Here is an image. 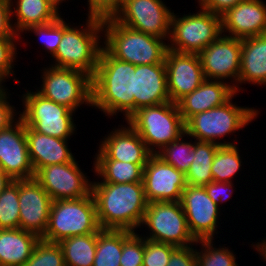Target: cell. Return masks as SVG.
I'll list each match as a JSON object with an SVG mask.
<instances>
[{
    "instance_id": "cell-1",
    "label": "cell",
    "mask_w": 266,
    "mask_h": 266,
    "mask_svg": "<svg viewBox=\"0 0 266 266\" xmlns=\"http://www.w3.org/2000/svg\"><path fill=\"white\" fill-rule=\"evenodd\" d=\"M134 75L135 65L116 59L102 47L92 77V109L113 119L121 113L126 121L135 112Z\"/></svg>"
},
{
    "instance_id": "cell-2",
    "label": "cell",
    "mask_w": 266,
    "mask_h": 266,
    "mask_svg": "<svg viewBox=\"0 0 266 266\" xmlns=\"http://www.w3.org/2000/svg\"><path fill=\"white\" fill-rule=\"evenodd\" d=\"M95 180H92L91 193L100 228L139 231L137 229L148 205L143 182L105 183L98 178Z\"/></svg>"
},
{
    "instance_id": "cell-3",
    "label": "cell",
    "mask_w": 266,
    "mask_h": 266,
    "mask_svg": "<svg viewBox=\"0 0 266 266\" xmlns=\"http://www.w3.org/2000/svg\"><path fill=\"white\" fill-rule=\"evenodd\" d=\"M86 18L84 25L67 23L63 18V37L50 65L76 69L93 77L103 47V21Z\"/></svg>"
},
{
    "instance_id": "cell-4",
    "label": "cell",
    "mask_w": 266,
    "mask_h": 266,
    "mask_svg": "<svg viewBox=\"0 0 266 266\" xmlns=\"http://www.w3.org/2000/svg\"><path fill=\"white\" fill-rule=\"evenodd\" d=\"M237 95L239 94H235L222 106L190 117L185 122L186 134L197 141L214 142L220 146L236 145L238 140H236L235 133L237 131V133H240L239 131L243 128L245 129L252 121H255L260 113L254 107L238 106L236 102L234 103V97ZM229 135H234L235 139L229 141L228 138V141H225L223 138Z\"/></svg>"
},
{
    "instance_id": "cell-5",
    "label": "cell",
    "mask_w": 266,
    "mask_h": 266,
    "mask_svg": "<svg viewBox=\"0 0 266 266\" xmlns=\"http://www.w3.org/2000/svg\"><path fill=\"white\" fill-rule=\"evenodd\" d=\"M118 23L103 20V47L116 59L133 65L165 64L168 43Z\"/></svg>"
},
{
    "instance_id": "cell-6",
    "label": "cell",
    "mask_w": 266,
    "mask_h": 266,
    "mask_svg": "<svg viewBox=\"0 0 266 266\" xmlns=\"http://www.w3.org/2000/svg\"><path fill=\"white\" fill-rule=\"evenodd\" d=\"M140 135L147 149L156 154L165 145L185 133V122L177 103L171 101L154 106L141 107L126 121Z\"/></svg>"
},
{
    "instance_id": "cell-7",
    "label": "cell",
    "mask_w": 266,
    "mask_h": 266,
    "mask_svg": "<svg viewBox=\"0 0 266 266\" xmlns=\"http://www.w3.org/2000/svg\"><path fill=\"white\" fill-rule=\"evenodd\" d=\"M101 230L92 193L79 199L54 200L49 223L42 240L59 243L78 235L98 233Z\"/></svg>"
},
{
    "instance_id": "cell-8",
    "label": "cell",
    "mask_w": 266,
    "mask_h": 266,
    "mask_svg": "<svg viewBox=\"0 0 266 266\" xmlns=\"http://www.w3.org/2000/svg\"><path fill=\"white\" fill-rule=\"evenodd\" d=\"M25 93L19 98L22 102V112L19 116L24 125L41 134L60 139H71L77 127L74 121L75 114L67 106L46 99L33 89H24ZM24 108V109H23Z\"/></svg>"
},
{
    "instance_id": "cell-9",
    "label": "cell",
    "mask_w": 266,
    "mask_h": 266,
    "mask_svg": "<svg viewBox=\"0 0 266 266\" xmlns=\"http://www.w3.org/2000/svg\"><path fill=\"white\" fill-rule=\"evenodd\" d=\"M197 6V12L184 15H177L173 10L169 50L199 54L222 34L221 17Z\"/></svg>"
},
{
    "instance_id": "cell-10",
    "label": "cell",
    "mask_w": 266,
    "mask_h": 266,
    "mask_svg": "<svg viewBox=\"0 0 266 266\" xmlns=\"http://www.w3.org/2000/svg\"><path fill=\"white\" fill-rule=\"evenodd\" d=\"M41 81L36 91L46 99L76 112L83 105L92 108V77L76 69L54 66L40 69ZM82 105V106H81Z\"/></svg>"
},
{
    "instance_id": "cell-11",
    "label": "cell",
    "mask_w": 266,
    "mask_h": 266,
    "mask_svg": "<svg viewBox=\"0 0 266 266\" xmlns=\"http://www.w3.org/2000/svg\"><path fill=\"white\" fill-rule=\"evenodd\" d=\"M144 227L148 232L146 235L144 232L140 235L151 241L172 244L176 247H186L197 243L189 230L180 201L149 202L139 230Z\"/></svg>"
},
{
    "instance_id": "cell-12",
    "label": "cell",
    "mask_w": 266,
    "mask_h": 266,
    "mask_svg": "<svg viewBox=\"0 0 266 266\" xmlns=\"http://www.w3.org/2000/svg\"><path fill=\"white\" fill-rule=\"evenodd\" d=\"M164 0H124L114 19L147 35L169 40L173 11Z\"/></svg>"
},
{
    "instance_id": "cell-13",
    "label": "cell",
    "mask_w": 266,
    "mask_h": 266,
    "mask_svg": "<svg viewBox=\"0 0 266 266\" xmlns=\"http://www.w3.org/2000/svg\"><path fill=\"white\" fill-rule=\"evenodd\" d=\"M76 161L53 164L35 172L34 178L52 200L79 199L92 192V181Z\"/></svg>"
},
{
    "instance_id": "cell-14",
    "label": "cell",
    "mask_w": 266,
    "mask_h": 266,
    "mask_svg": "<svg viewBox=\"0 0 266 266\" xmlns=\"http://www.w3.org/2000/svg\"><path fill=\"white\" fill-rule=\"evenodd\" d=\"M241 50L242 39L221 34L198 54L205 79L225 81L236 91L240 73Z\"/></svg>"
},
{
    "instance_id": "cell-15",
    "label": "cell",
    "mask_w": 266,
    "mask_h": 266,
    "mask_svg": "<svg viewBox=\"0 0 266 266\" xmlns=\"http://www.w3.org/2000/svg\"><path fill=\"white\" fill-rule=\"evenodd\" d=\"M189 230L198 240L216 239L221 208L208 196L204 186L187 185L180 200Z\"/></svg>"
},
{
    "instance_id": "cell-16",
    "label": "cell",
    "mask_w": 266,
    "mask_h": 266,
    "mask_svg": "<svg viewBox=\"0 0 266 266\" xmlns=\"http://www.w3.org/2000/svg\"><path fill=\"white\" fill-rule=\"evenodd\" d=\"M143 187L147 202H178L186 188V176L174 166L152 154L143 169Z\"/></svg>"
},
{
    "instance_id": "cell-17",
    "label": "cell",
    "mask_w": 266,
    "mask_h": 266,
    "mask_svg": "<svg viewBox=\"0 0 266 266\" xmlns=\"http://www.w3.org/2000/svg\"><path fill=\"white\" fill-rule=\"evenodd\" d=\"M0 168L12 180L34 178L25 125L20 117L7 128L0 130Z\"/></svg>"
},
{
    "instance_id": "cell-18",
    "label": "cell",
    "mask_w": 266,
    "mask_h": 266,
    "mask_svg": "<svg viewBox=\"0 0 266 266\" xmlns=\"http://www.w3.org/2000/svg\"><path fill=\"white\" fill-rule=\"evenodd\" d=\"M107 132L100 139L93 160H116L134 164H146L152 153L147 149L140 135L128 124Z\"/></svg>"
},
{
    "instance_id": "cell-19",
    "label": "cell",
    "mask_w": 266,
    "mask_h": 266,
    "mask_svg": "<svg viewBox=\"0 0 266 266\" xmlns=\"http://www.w3.org/2000/svg\"><path fill=\"white\" fill-rule=\"evenodd\" d=\"M170 101L177 103L205 80L198 54L167 50L164 60Z\"/></svg>"
},
{
    "instance_id": "cell-20",
    "label": "cell",
    "mask_w": 266,
    "mask_h": 266,
    "mask_svg": "<svg viewBox=\"0 0 266 266\" xmlns=\"http://www.w3.org/2000/svg\"><path fill=\"white\" fill-rule=\"evenodd\" d=\"M52 202L35 178L19 180V228L42 238L48 227Z\"/></svg>"
},
{
    "instance_id": "cell-21",
    "label": "cell",
    "mask_w": 266,
    "mask_h": 266,
    "mask_svg": "<svg viewBox=\"0 0 266 266\" xmlns=\"http://www.w3.org/2000/svg\"><path fill=\"white\" fill-rule=\"evenodd\" d=\"M221 24L222 34L238 39L266 34V3L241 1L221 16Z\"/></svg>"
},
{
    "instance_id": "cell-22",
    "label": "cell",
    "mask_w": 266,
    "mask_h": 266,
    "mask_svg": "<svg viewBox=\"0 0 266 266\" xmlns=\"http://www.w3.org/2000/svg\"><path fill=\"white\" fill-rule=\"evenodd\" d=\"M135 111L170 101L165 64L135 65Z\"/></svg>"
},
{
    "instance_id": "cell-23",
    "label": "cell",
    "mask_w": 266,
    "mask_h": 266,
    "mask_svg": "<svg viewBox=\"0 0 266 266\" xmlns=\"http://www.w3.org/2000/svg\"><path fill=\"white\" fill-rule=\"evenodd\" d=\"M236 94L229 83L221 80H207L177 102L184 122L193 115L224 105Z\"/></svg>"
},
{
    "instance_id": "cell-24",
    "label": "cell",
    "mask_w": 266,
    "mask_h": 266,
    "mask_svg": "<svg viewBox=\"0 0 266 266\" xmlns=\"http://www.w3.org/2000/svg\"><path fill=\"white\" fill-rule=\"evenodd\" d=\"M25 136L34 172L48 165L69 163L75 159V154L68 146L70 139L41 134L27 126Z\"/></svg>"
},
{
    "instance_id": "cell-25",
    "label": "cell",
    "mask_w": 266,
    "mask_h": 266,
    "mask_svg": "<svg viewBox=\"0 0 266 266\" xmlns=\"http://www.w3.org/2000/svg\"><path fill=\"white\" fill-rule=\"evenodd\" d=\"M242 84L266 86V34L242 39L236 94L244 92Z\"/></svg>"
},
{
    "instance_id": "cell-26",
    "label": "cell",
    "mask_w": 266,
    "mask_h": 266,
    "mask_svg": "<svg viewBox=\"0 0 266 266\" xmlns=\"http://www.w3.org/2000/svg\"><path fill=\"white\" fill-rule=\"evenodd\" d=\"M10 7L12 26L19 36L27 28L51 23L62 15L46 0H10Z\"/></svg>"
},
{
    "instance_id": "cell-27",
    "label": "cell",
    "mask_w": 266,
    "mask_h": 266,
    "mask_svg": "<svg viewBox=\"0 0 266 266\" xmlns=\"http://www.w3.org/2000/svg\"><path fill=\"white\" fill-rule=\"evenodd\" d=\"M40 239L20 228L0 229V266H24Z\"/></svg>"
},
{
    "instance_id": "cell-28",
    "label": "cell",
    "mask_w": 266,
    "mask_h": 266,
    "mask_svg": "<svg viewBox=\"0 0 266 266\" xmlns=\"http://www.w3.org/2000/svg\"><path fill=\"white\" fill-rule=\"evenodd\" d=\"M146 164H134L116 160H93L90 170L105 183L142 182L143 169Z\"/></svg>"
},
{
    "instance_id": "cell-29",
    "label": "cell",
    "mask_w": 266,
    "mask_h": 266,
    "mask_svg": "<svg viewBox=\"0 0 266 266\" xmlns=\"http://www.w3.org/2000/svg\"><path fill=\"white\" fill-rule=\"evenodd\" d=\"M96 244L97 233L72 236L59 242L65 266H93Z\"/></svg>"
},
{
    "instance_id": "cell-30",
    "label": "cell",
    "mask_w": 266,
    "mask_h": 266,
    "mask_svg": "<svg viewBox=\"0 0 266 266\" xmlns=\"http://www.w3.org/2000/svg\"><path fill=\"white\" fill-rule=\"evenodd\" d=\"M219 146L214 142L195 140L194 158L185 174L187 185L204 186L213 181L211 166Z\"/></svg>"
},
{
    "instance_id": "cell-31",
    "label": "cell",
    "mask_w": 266,
    "mask_h": 266,
    "mask_svg": "<svg viewBox=\"0 0 266 266\" xmlns=\"http://www.w3.org/2000/svg\"><path fill=\"white\" fill-rule=\"evenodd\" d=\"M239 152V143L218 147L211 166L213 181L235 182L233 179L238 177L237 174L242 171L244 163L242 161L244 157Z\"/></svg>"
},
{
    "instance_id": "cell-32",
    "label": "cell",
    "mask_w": 266,
    "mask_h": 266,
    "mask_svg": "<svg viewBox=\"0 0 266 266\" xmlns=\"http://www.w3.org/2000/svg\"><path fill=\"white\" fill-rule=\"evenodd\" d=\"M123 249V230L101 229L97 233L93 266H120Z\"/></svg>"
},
{
    "instance_id": "cell-33",
    "label": "cell",
    "mask_w": 266,
    "mask_h": 266,
    "mask_svg": "<svg viewBox=\"0 0 266 266\" xmlns=\"http://www.w3.org/2000/svg\"><path fill=\"white\" fill-rule=\"evenodd\" d=\"M187 137L191 139L187 140ZM192 140L193 138L189 137L185 132L177 140L165 145L156 155L165 163L186 174L195 154V141Z\"/></svg>"
},
{
    "instance_id": "cell-34",
    "label": "cell",
    "mask_w": 266,
    "mask_h": 266,
    "mask_svg": "<svg viewBox=\"0 0 266 266\" xmlns=\"http://www.w3.org/2000/svg\"><path fill=\"white\" fill-rule=\"evenodd\" d=\"M215 239L198 240L196 245L197 266H239L236 253L229 247L215 246Z\"/></svg>"
},
{
    "instance_id": "cell-35",
    "label": "cell",
    "mask_w": 266,
    "mask_h": 266,
    "mask_svg": "<svg viewBox=\"0 0 266 266\" xmlns=\"http://www.w3.org/2000/svg\"><path fill=\"white\" fill-rule=\"evenodd\" d=\"M19 180H12L0 193V229L19 228Z\"/></svg>"
},
{
    "instance_id": "cell-36",
    "label": "cell",
    "mask_w": 266,
    "mask_h": 266,
    "mask_svg": "<svg viewBox=\"0 0 266 266\" xmlns=\"http://www.w3.org/2000/svg\"><path fill=\"white\" fill-rule=\"evenodd\" d=\"M33 33L37 37V39L40 41L42 48L50 54V57H52L58 48V45L63 37V16H60L55 21L45 24V25H38V26H32L30 28H27L21 35H20V44H22V38L24 39L25 36L24 33Z\"/></svg>"
},
{
    "instance_id": "cell-37",
    "label": "cell",
    "mask_w": 266,
    "mask_h": 266,
    "mask_svg": "<svg viewBox=\"0 0 266 266\" xmlns=\"http://www.w3.org/2000/svg\"><path fill=\"white\" fill-rule=\"evenodd\" d=\"M24 266H65L61 246L40 239Z\"/></svg>"
},
{
    "instance_id": "cell-38",
    "label": "cell",
    "mask_w": 266,
    "mask_h": 266,
    "mask_svg": "<svg viewBox=\"0 0 266 266\" xmlns=\"http://www.w3.org/2000/svg\"><path fill=\"white\" fill-rule=\"evenodd\" d=\"M20 37H3L0 38V80L5 83L9 81L10 77L15 80L18 85L21 83L15 77L14 66L16 65V58L18 57ZM15 64V65H14Z\"/></svg>"
},
{
    "instance_id": "cell-39",
    "label": "cell",
    "mask_w": 266,
    "mask_h": 266,
    "mask_svg": "<svg viewBox=\"0 0 266 266\" xmlns=\"http://www.w3.org/2000/svg\"><path fill=\"white\" fill-rule=\"evenodd\" d=\"M145 238L137 232L123 230V249L120 266H142Z\"/></svg>"
},
{
    "instance_id": "cell-40",
    "label": "cell",
    "mask_w": 266,
    "mask_h": 266,
    "mask_svg": "<svg viewBox=\"0 0 266 266\" xmlns=\"http://www.w3.org/2000/svg\"><path fill=\"white\" fill-rule=\"evenodd\" d=\"M177 247L145 239V250L142 266H166L172 252Z\"/></svg>"
},
{
    "instance_id": "cell-41",
    "label": "cell",
    "mask_w": 266,
    "mask_h": 266,
    "mask_svg": "<svg viewBox=\"0 0 266 266\" xmlns=\"http://www.w3.org/2000/svg\"><path fill=\"white\" fill-rule=\"evenodd\" d=\"M124 0H87V17L106 20L114 18L120 11Z\"/></svg>"
},
{
    "instance_id": "cell-42",
    "label": "cell",
    "mask_w": 266,
    "mask_h": 266,
    "mask_svg": "<svg viewBox=\"0 0 266 266\" xmlns=\"http://www.w3.org/2000/svg\"><path fill=\"white\" fill-rule=\"evenodd\" d=\"M204 188L208 196L219 206L223 203L227 204V200L230 201L235 191L233 182H217L212 181L211 183L204 185Z\"/></svg>"
},
{
    "instance_id": "cell-43",
    "label": "cell",
    "mask_w": 266,
    "mask_h": 266,
    "mask_svg": "<svg viewBox=\"0 0 266 266\" xmlns=\"http://www.w3.org/2000/svg\"><path fill=\"white\" fill-rule=\"evenodd\" d=\"M7 87L0 93V130H3L14 123L20 116L18 109L12 105L10 100V91ZM10 93V94H9ZM11 101V102H10ZM18 115V116H17Z\"/></svg>"
},
{
    "instance_id": "cell-44",
    "label": "cell",
    "mask_w": 266,
    "mask_h": 266,
    "mask_svg": "<svg viewBox=\"0 0 266 266\" xmlns=\"http://www.w3.org/2000/svg\"><path fill=\"white\" fill-rule=\"evenodd\" d=\"M196 247V244L186 247H177L172 252L166 266H197Z\"/></svg>"
},
{
    "instance_id": "cell-45",
    "label": "cell",
    "mask_w": 266,
    "mask_h": 266,
    "mask_svg": "<svg viewBox=\"0 0 266 266\" xmlns=\"http://www.w3.org/2000/svg\"><path fill=\"white\" fill-rule=\"evenodd\" d=\"M3 37H20L12 26L10 0H0V38Z\"/></svg>"
},
{
    "instance_id": "cell-46",
    "label": "cell",
    "mask_w": 266,
    "mask_h": 266,
    "mask_svg": "<svg viewBox=\"0 0 266 266\" xmlns=\"http://www.w3.org/2000/svg\"><path fill=\"white\" fill-rule=\"evenodd\" d=\"M244 0H205L201 6L212 12L214 15L222 16L229 9L233 8L236 4Z\"/></svg>"
},
{
    "instance_id": "cell-47",
    "label": "cell",
    "mask_w": 266,
    "mask_h": 266,
    "mask_svg": "<svg viewBox=\"0 0 266 266\" xmlns=\"http://www.w3.org/2000/svg\"><path fill=\"white\" fill-rule=\"evenodd\" d=\"M263 239H261V241L259 240L258 242H255V244L253 242L251 246L258 252L260 256L259 259H261V261L263 260V262L266 263V237Z\"/></svg>"
},
{
    "instance_id": "cell-48",
    "label": "cell",
    "mask_w": 266,
    "mask_h": 266,
    "mask_svg": "<svg viewBox=\"0 0 266 266\" xmlns=\"http://www.w3.org/2000/svg\"><path fill=\"white\" fill-rule=\"evenodd\" d=\"M11 181L12 179L0 168V193Z\"/></svg>"
},
{
    "instance_id": "cell-49",
    "label": "cell",
    "mask_w": 266,
    "mask_h": 266,
    "mask_svg": "<svg viewBox=\"0 0 266 266\" xmlns=\"http://www.w3.org/2000/svg\"><path fill=\"white\" fill-rule=\"evenodd\" d=\"M46 1H48L51 5H53L54 8H56L59 12L61 11L60 9H61L62 3L66 2V0H46ZM67 1H69V0H67Z\"/></svg>"
},
{
    "instance_id": "cell-50",
    "label": "cell",
    "mask_w": 266,
    "mask_h": 266,
    "mask_svg": "<svg viewBox=\"0 0 266 266\" xmlns=\"http://www.w3.org/2000/svg\"><path fill=\"white\" fill-rule=\"evenodd\" d=\"M4 84V85H3ZM5 89V83L0 80V93Z\"/></svg>"
},
{
    "instance_id": "cell-51",
    "label": "cell",
    "mask_w": 266,
    "mask_h": 266,
    "mask_svg": "<svg viewBox=\"0 0 266 266\" xmlns=\"http://www.w3.org/2000/svg\"><path fill=\"white\" fill-rule=\"evenodd\" d=\"M205 0H197L198 5H201Z\"/></svg>"
}]
</instances>
